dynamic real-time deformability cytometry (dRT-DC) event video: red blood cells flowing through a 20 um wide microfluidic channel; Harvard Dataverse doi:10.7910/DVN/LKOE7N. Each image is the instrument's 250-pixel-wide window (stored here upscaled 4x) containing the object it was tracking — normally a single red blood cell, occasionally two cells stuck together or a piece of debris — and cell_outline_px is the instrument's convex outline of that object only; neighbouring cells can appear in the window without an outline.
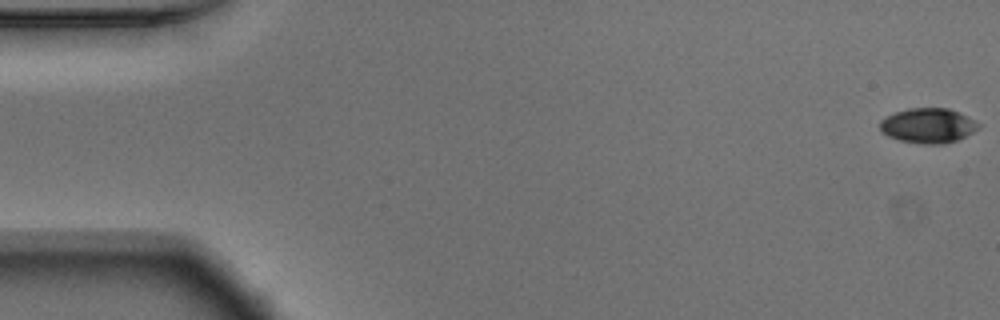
{"species": "Egyptian fruit bat (a non-hibernating species)", "species_latin": "Rousettus aegyptiacus", "temperature_condition": "warm", "stored_images_in_passage": 54, "camera_frame_rate_fps": 3000, "um_per_image_px": 0.085, "animal": {"sex": "male"}, "frame": {"image": 1, "passage_image": 1, "time_ms": 0.0, "image_size_px": [1000, 320], "cell_outline_px": [[980, 124], [972, 132], [956, 140], [944, 144], [924, 144], [900, 140], [888, 136], [880, 132], [880, 120], [896, 112], [908, 108], [948, 108], [960, 112], [968, 116]], "centroid_in_image_um": [78.86, 10.67], "position_along_channel_um": 6.1, "area_um2": 19.88}}
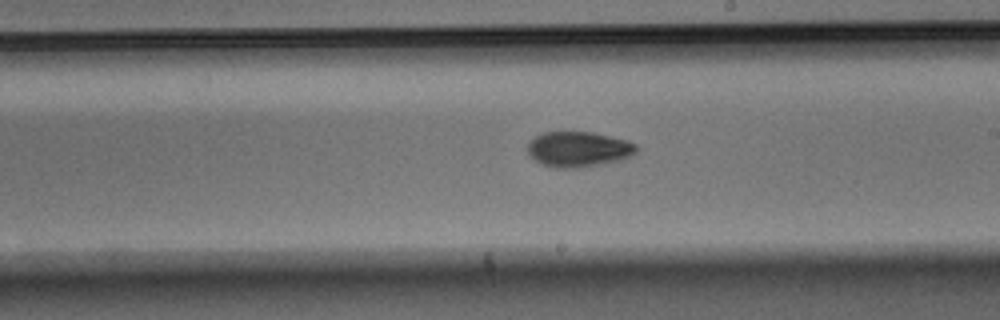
{"frame": {"image": 2, "passage_image": 31, "time_ms": 10.0, "image_size_px": [1000, 320], "cell_outline_px": [[636, 152], [624, 160], [604, 164], [580, 168], [556, 168], [540, 164], [528, 152], [528, 144], [536, 136], [544, 132], [592, 132], [628, 140], [636, 144]], "centroid_in_image_um": [49.21, 12.7], "position_along_channel_um": 239.8, "area_um2": 22.54}}
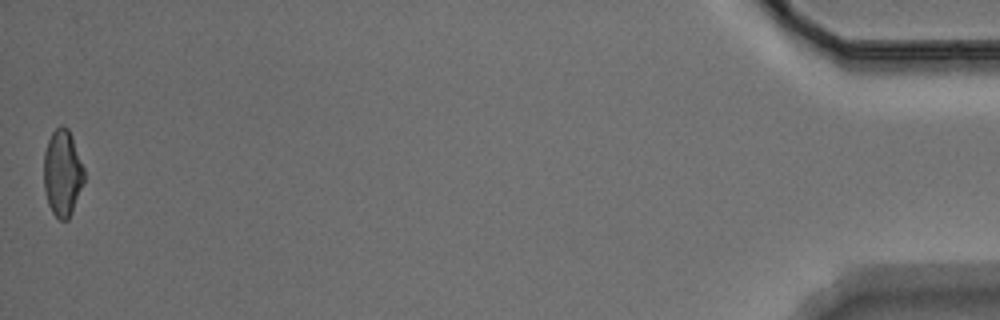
{"frame": {"image": 3, "passage_image": 54, "time_ms": 17.667, "image_size_px": [1000, 320], "cell_outline_px": [[84, 184], [72, 212], [68, 220], [60, 220], [52, 212], [48, 204], [44, 188], [44, 152], [48, 140], [52, 132], [60, 124], [68, 128], [72, 136], [84, 168]], "centroid_in_image_um": [5.32, 14.7], "position_along_channel_um": 429.9, "area_um2": 20.46}, "authors_computed_cell_mechanics": {"area_um2": 21.0392, "velocity_mm_per_s": 3.7511, "shape_relaxation_time_tau1_ms": 3.2091, "shape_relaxation_time_tau2_ms": 7.0421, "deformation_change_tau1": 0.1328, "deformation_change_tau2": 0.1174}}